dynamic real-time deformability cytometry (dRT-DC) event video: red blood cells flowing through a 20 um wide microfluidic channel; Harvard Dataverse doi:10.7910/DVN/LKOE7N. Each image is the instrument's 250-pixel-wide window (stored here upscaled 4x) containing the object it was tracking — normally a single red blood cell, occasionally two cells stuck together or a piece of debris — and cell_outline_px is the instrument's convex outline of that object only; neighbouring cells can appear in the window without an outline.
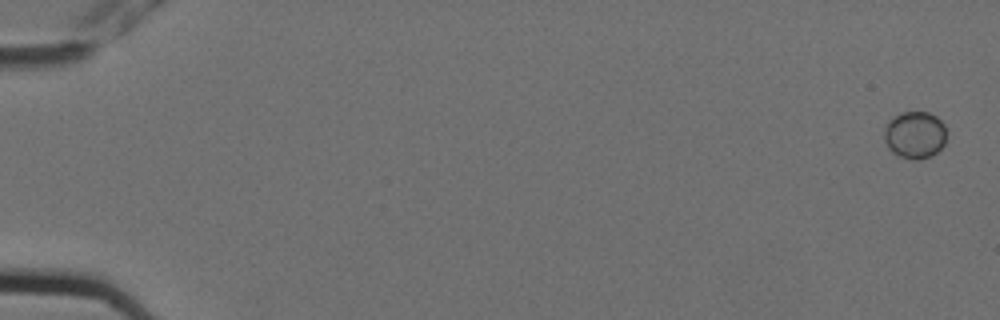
{"species": "Egyptian fruit bat (a non-hibernating species)", "species_latin": "Rousettus aegyptiacus", "temperature_condition": "cold", "stored_images_in_passage": 5, "camera_frame_rate_fps": 3000, "um_per_image_px": 0.085, "animal": {"sex": "female"}, "frame": {"image": 1, "passage_image": 1, "time_ms": 0.0, "image_size_px": [1000, 320], "cell_outline_px": [[948, 132], [944, 144], [936, 152], [920, 160], [908, 160], [896, 156], [888, 148], [884, 140], [884, 132], [888, 120], [900, 112], [928, 112], [936, 116], [944, 124]], "centroid_in_image_um": [77.76, 11.48], "position_along_channel_um": 7.2, "area_um2": 17.51}}